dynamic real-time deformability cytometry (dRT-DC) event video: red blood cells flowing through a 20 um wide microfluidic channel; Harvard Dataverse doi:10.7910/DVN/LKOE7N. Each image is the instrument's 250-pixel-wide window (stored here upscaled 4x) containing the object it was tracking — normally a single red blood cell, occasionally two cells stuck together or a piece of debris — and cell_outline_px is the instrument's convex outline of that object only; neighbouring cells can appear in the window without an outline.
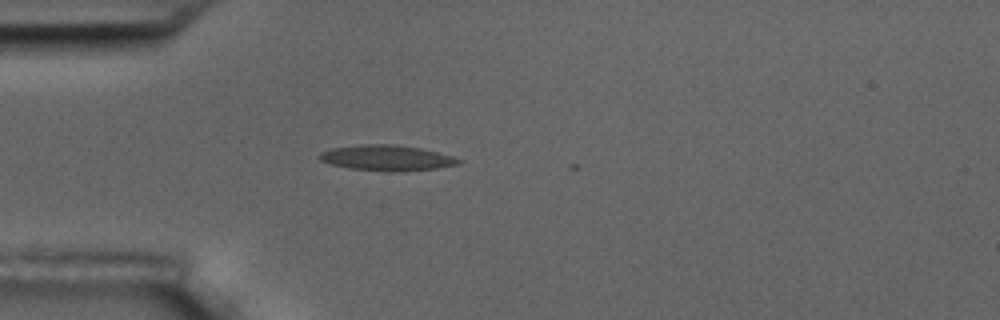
{"species": "common noctule bat (a hibernating species)", "species_latin": "Nyctalus noctula", "temperature_condition": "room temperature", "stored_images_in_passage": 2, "camera_frame_rate_fps": 3000, "um_per_image_px": 0.085, "animal": {"sex": "male", "body_mass_g": 17.5, "forearm_length_mm": 52.3}, "frame": {"image": 1, "passage_image": 1, "time_ms": 0.0, "image_size_px": [1000, 320], "cell_outline_px": [[464, 160], [460, 164], [436, 168], [392, 172], [348, 168], [332, 164], [320, 160], [320, 152], [332, 148], [360, 144], [396, 144], [420, 148], [452, 156]], "centroid_in_image_um": [32.89, 13.41], "position_along_channel_um": 52.1, "area_um2": 20.63}}